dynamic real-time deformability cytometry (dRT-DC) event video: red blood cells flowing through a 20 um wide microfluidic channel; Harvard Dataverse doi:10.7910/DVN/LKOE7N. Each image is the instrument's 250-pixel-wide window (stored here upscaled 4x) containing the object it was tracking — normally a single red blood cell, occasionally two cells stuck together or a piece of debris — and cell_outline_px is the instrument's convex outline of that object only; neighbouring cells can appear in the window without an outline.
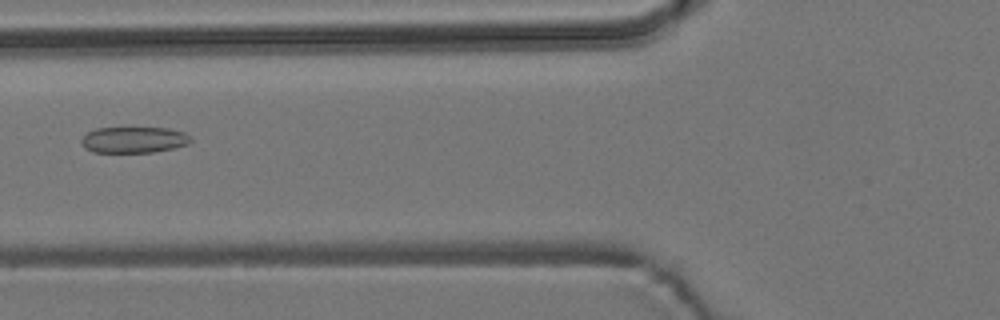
{"species": "common noctule bat (a hibernating species)", "species_latin": "Nyctalus noctula", "temperature_condition": "room temperature", "stored_images_in_passage": 6, "camera_frame_rate_fps": 3000, "um_per_image_px": 0.085, "animal": {"sex": "male", "body_mass_g": 19.2, "forearm_length_mm": 51.8}, "frame": {"image": 1, "passage_image": 6, "time_ms": 6.667, "image_size_px": [1000, 320], "cell_outline_px": [[192, 140], [188, 144], [176, 148], [152, 152], [92, 152], [84, 148], [80, 144], [80, 140], [88, 132], [96, 128], [168, 128], [184, 132], [192, 136]], "centroid_in_image_um": [11.39, 11.89], "position_along_channel_um": 114.4, "area_um2": 16.82}}